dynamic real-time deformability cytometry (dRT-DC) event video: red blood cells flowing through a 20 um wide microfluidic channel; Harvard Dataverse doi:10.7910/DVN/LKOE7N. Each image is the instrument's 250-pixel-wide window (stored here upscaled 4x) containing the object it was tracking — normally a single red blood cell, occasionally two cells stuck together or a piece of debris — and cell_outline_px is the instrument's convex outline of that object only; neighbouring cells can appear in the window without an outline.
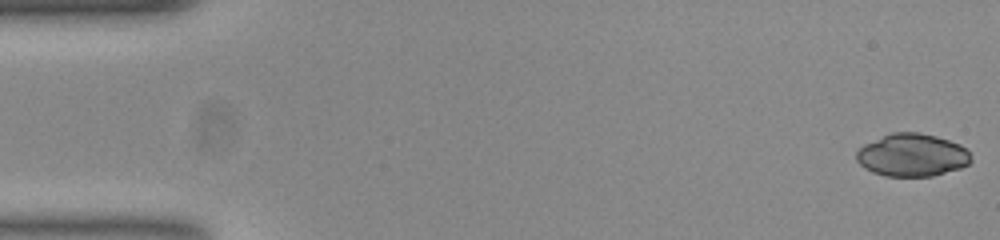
{"species": "common noctule bat (a hibernating species)", "species_latin": "Nyctalus noctula", "temperature_condition": "room temperature", "stored_images_in_passage": 53, "camera_frame_rate_fps": 3000, "um_per_image_px": 0.085, "animal": {"sex": "female", "body_mass_g": 23.0, "forearm_length_mm": 53.4}, "frame": {"image": 1, "passage_image": 1, "time_ms": 0.0, "image_size_px": [1000, 240], "cell_outline_px": [[972, 160], [968, 164], [960, 168], [932, 176], [884, 176], [872, 172], [864, 168], [856, 160], [856, 152], [864, 144], [892, 132], [920, 132], [936, 136], [960, 144], [968, 148], [972, 156]], "centroid_in_image_um": [77.55, 13.18], "position_along_channel_um": 7.5, "area_um2": 28.73}}
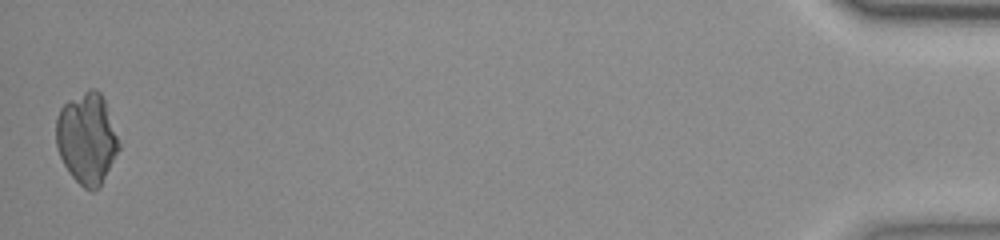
{"frame": {"image": 2, "passage_image": 53, "time_ms": 17.333, "image_size_px": [1000, 240], "cell_outline_px": [[120, 148], [100, 188], [92, 192], [84, 188], [68, 172], [60, 156], [56, 144], [56, 120], [60, 108], [68, 100], [88, 88], [96, 88], [100, 92], [104, 100], [120, 144]], "centroid_in_image_um": [7.38, 11.78], "position_along_channel_um": 427.8, "area_um2": 33.41}}